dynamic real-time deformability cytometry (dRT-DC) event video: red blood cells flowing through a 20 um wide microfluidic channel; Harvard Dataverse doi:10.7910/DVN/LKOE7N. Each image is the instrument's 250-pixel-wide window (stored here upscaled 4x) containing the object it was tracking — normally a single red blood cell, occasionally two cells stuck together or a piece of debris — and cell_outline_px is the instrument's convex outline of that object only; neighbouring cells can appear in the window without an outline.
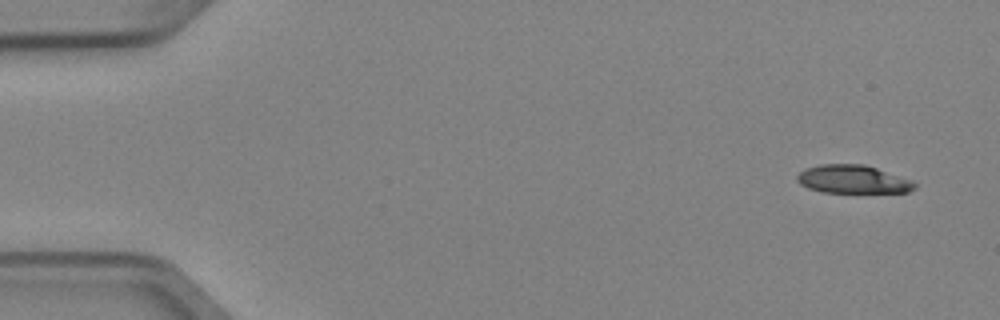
{"species": "Egyptian fruit bat (a non-hibernating species)", "species_latin": "Rousettus aegyptiacus", "temperature_condition": "cold", "stored_images_in_passage": 5, "camera_frame_rate_fps": 3000, "um_per_image_px": 0.085, "animal": {"sex": "female"}, "frame": {"image": 1, "passage_image": 1, "time_ms": 0.0, "image_size_px": [1000, 320], "cell_outline_px": [[916, 188], [908, 192], [824, 192], [808, 188], [800, 184], [796, 180], [796, 176], [804, 168], [820, 164], [864, 164], [912, 180], [916, 184]], "centroid_in_image_um": [72.47, 15.23], "position_along_channel_um": 12.5, "area_um2": 19.31}}
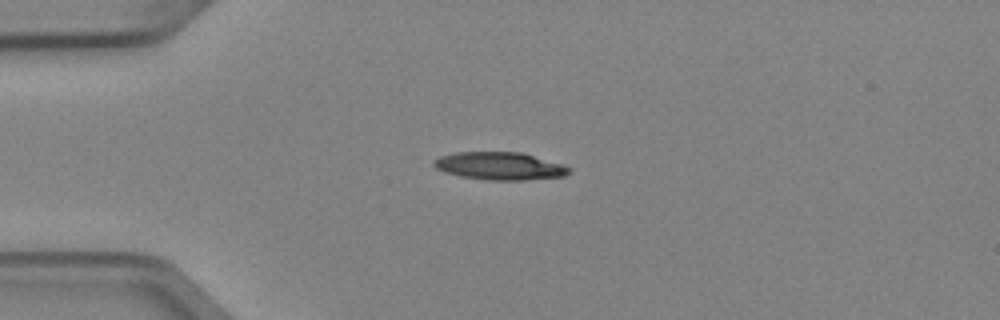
{"frame": {"image": 2, "passage_image": 4, "time_ms": 1.0, "image_size_px": [1000, 320], "cell_outline_px": [[572, 172], [564, 176], [524, 180], [488, 180], [460, 176], [436, 168], [432, 164], [432, 160], [440, 156], [456, 152], [520, 152], [560, 164], [572, 168]], "centroid_in_image_um": [42.47, 14.11], "position_along_channel_um": 42.5, "area_um2": 21.68}}